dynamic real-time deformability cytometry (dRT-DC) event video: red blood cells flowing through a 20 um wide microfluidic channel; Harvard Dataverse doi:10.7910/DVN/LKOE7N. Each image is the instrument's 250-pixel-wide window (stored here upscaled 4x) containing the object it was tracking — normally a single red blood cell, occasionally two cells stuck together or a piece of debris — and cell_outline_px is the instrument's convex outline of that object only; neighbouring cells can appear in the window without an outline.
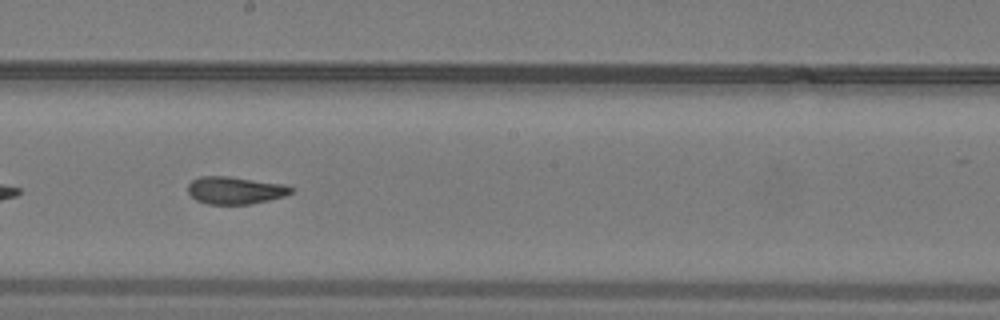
{"species": "common noctule bat (a hibernating species)", "species_latin": "Nyctalus noctula", "temperature_condition": "warm", "stored_images_in_passage": 50, "camera_frame_rate_fps": 3000, "um_per_image_px": 0.085, "animal": {"sex": "male", "body_mass_g": 19.2, "forearm_length_mm": 51.8}, "frame": {"image": 1, "passage_image": 29, "time_ms": 9.333, "image_size_px": [1000, 320], "cell_outline_px": [[296, 188], [292, 192], [284, 196], [268, 200], [248, 204], [208, 204], [196, 200], [188, 192], [188, 184], [192, 180], [200, 176], [228, 176], [284, 184]], "centroid_in_image_um": [19.99, 16.17], "position_along_channel_um": 228.2, "area_um2": 16.47}, "authors_computed_cell_mechanics": {"area_um2": 17.0799, "velocity_mm_per_s": 4.0982, "shape_relaxation_time_tau1_ms": 9.802, "shape_relaxation_time_tau2_ms": 2.1854, "deformation_change_tau1": 0.26, "deformation_change_tau2": 0.0479}}